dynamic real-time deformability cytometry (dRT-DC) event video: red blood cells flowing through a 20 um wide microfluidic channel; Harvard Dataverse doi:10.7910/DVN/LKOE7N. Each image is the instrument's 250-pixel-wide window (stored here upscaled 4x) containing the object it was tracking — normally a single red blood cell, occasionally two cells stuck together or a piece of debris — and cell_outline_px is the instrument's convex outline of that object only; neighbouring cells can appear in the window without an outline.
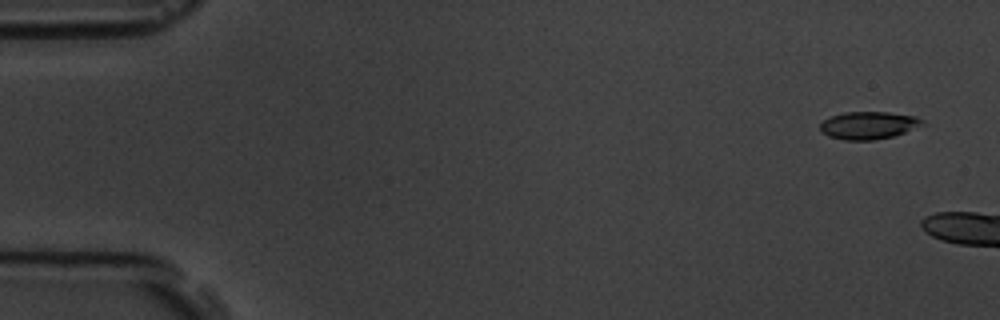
{"species": "common noctule bat (a hibernating species)", "species_latin": "Nyctalus noctula", "temperature_condition": "room temperature", "stored_images_in_passage": 3, "camera_frame_rate_fps": 3000, "um_per_image_px": 0.085, "animal": {"sex": "male", "body_mass_g": 19.5, "forearm_length_mm": 54.6}, "frame": {"image": 1, "passage_image": 1, "time_ms": 0.0, "image_size_px": [1000, 320], "cell_outline_px": [[924, 124], [904, 132], [892, 136], [872, 140], [844, 140], [828, 136], [820, 128], [820, 124], [824, 120], [832, 116], [844, 112], [888, 112], [916, 116], [924, 120]], "centroid_in_image_um": [73.83, 10.64], "position_along_channel_um": 11.2, "area_um2": 16.24}}